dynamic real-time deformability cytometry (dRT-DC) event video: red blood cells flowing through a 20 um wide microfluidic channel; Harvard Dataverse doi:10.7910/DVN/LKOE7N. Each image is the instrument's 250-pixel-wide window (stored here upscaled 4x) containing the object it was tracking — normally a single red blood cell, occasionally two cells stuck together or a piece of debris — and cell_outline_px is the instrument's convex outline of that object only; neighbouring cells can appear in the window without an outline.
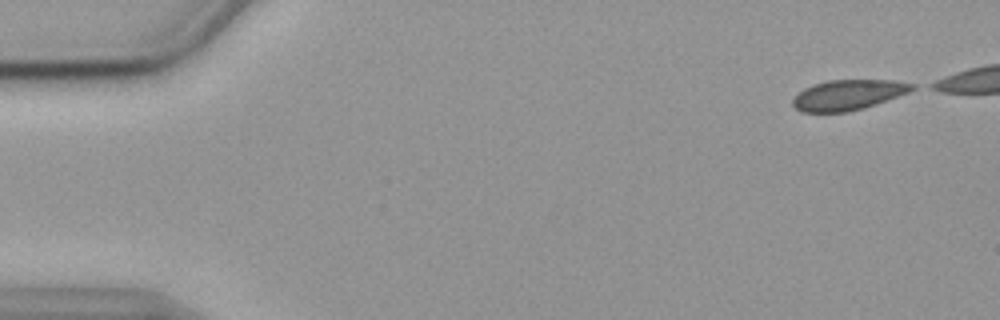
{"species": "common noctule bat (a hibernating species)", "species_latin": "Nyctalus noctula", "temperature_condition": "cold", "stored_images_in_passage": 47, "camera_frame_rate_fps": 3000, "um_per_image_px": 0.085, "animal": {"sex": "female", "body_mass_g": 19.9}, "frame": {"image": 1, "passage_image": 1, "time_ms": 0.0, "image_size_px": [1000, 320], "cell_outline_px": [[916, 88], [908, 92], [864, 108], [848, 112], [800, 112], [792, 104], [792, 100], [804, 88], [812, 84], [828, 80], [896, 80], [916, 84]], "centroid_in_image_um": [72.09, 8.06], "position_along_channel_um": 12.9, "area_um2": 21.04}}
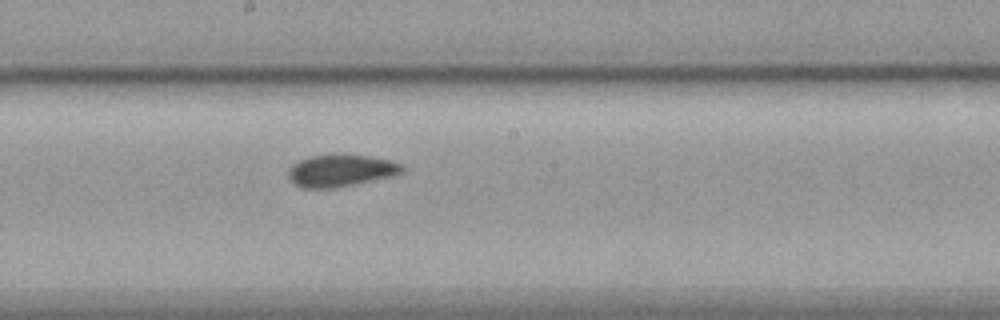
{"frame": {"image": 2, "passage_image": 28, "time_ms": 9.0, "image_size_px": [1000, 320], "cell_outline_px": [[404, 172], [392, 176], [336, 188], [300, 188], [288, 180], [288, 168], [292, 164], [308, 156], [368, 156], [392, 160], [400, 164], [404, 168]], "centroid_in_image_um": [28.93, 14.53], "position_along_channel_um": 219.3, "area_um2": 21.1}}
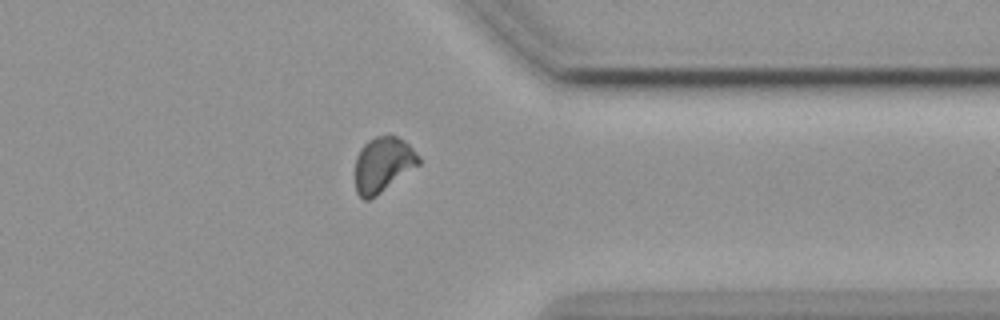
{"frame": {"image": 3, "passage_image": 42, "time_ms": 13.667, "image_size_px": [1000, 320], "cell_outline_px": [[420, 164], [376, 196], [368, 200], [364, 200], [356, 192], [356, 156], [360, 148], [368, 140], [376, 136], [396, 136], [404, 140], [420, 156]], "centroid_in_image_um": [32.55, 13.98], "position_along_channel_um": 378.8, "area_um2": 20.35}}